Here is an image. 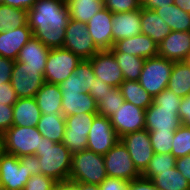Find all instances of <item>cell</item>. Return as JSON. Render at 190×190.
Listing matches in <instances>:
<instances>
[{
  "instance_id": "obj_1",
  "label": "cell",
  "mask_w": 190,
  "mask_h": 190,
  "mask_svg": "<svg viewBox=\"0 0 190 190\" xmlns=\"http://www.w3.org/2000/svg\"><path fill=\"white\" fill-rule=\"evenodd\" d=\"M28 26L46 47L63 48L70 18L66 0H37L28 10Z\"/></svg>"
},
{
  "instance_id": "obj_2",
  "label": "cell",
  "mask_w": 190,
  "mask_h": 190,
  "mask_svg": "<svg viewBox=\"0 0 190 190\" xmlns=\"http://www.w3.org/2000/svg\"><path fill=\"white\" fill-rule=\"evenodd\" d=\"M35 155L41 165L40 174L57 182L69 180L72 153L62 142L55 143L42 137L40 149L36 150Z\"/></svg>"
},
{
  "instance_id": "obj_3",
  "label": "cell",
  "mask_w": 190,
  "mask_h": 190,
  "mask_svg": "<svg viewBox=\"0 0 190 190\" xmlns=\"http://www.w3.org/2000/svg\"><path fill=\"white\" fill-rule=\"evenodd\" d=\"M106 177L104 155L87 149L72 154L69 181L100 185Z\"/></svg>"
},
{
  "instance_id": "obj_4",
  "label": "cell",
  "mask_w": 190,
  "mask_h": 190,
  "mask_svg": "<svg viewBox=\"0 0 190 190\" xmlns=\"http://www.w3.org/2000/svg\"><path fill=\"white\" fill-rule=\"evenodd\" d=\"M5 153L21 156L35 155L43 137L37 127L12 125L1 136Z\"/></svg>"
},
{
  "instance_id": "obj_5",
  "label": "cell",
  "mask_w": 190,
  "mask_h": 190,
  "mask_svg": "<svg viewBox=\"0 0 190 190\" xmlns=\"http://www.w3.org/2000/svg\"><path fill=\"white\" fill-rule=\"evenodd\" d=\"M173 65L174 61L160 56L147 58L138 82L154 97L168 87Z\"/></svg>"
},
{
  "instance_id": "obj_6",
  "label": "cell",
  "mask_w": 190,
  "mask_h": 190,
  "mask_svg": "<svg viewBox=\"0 0 190 190\" xmlns=\"http://www.w3.org/2000/svg\"><path fill=\"white\" fill-rule=\"evenodd\" d=\"M82 59L64 48H52L47 57L44 80L51 84L64 82Z\"/></svg>"
},
{
  "instance_id": "obj_7",
  "label": "cell",
  "mask_w": 190,
  "mask_h": 190,
  "mask_svg": "<svg viewBox=\"0 0 190 190\" xmlns=\"http://www.w3.org/2000/svg\"><path fill=\"white\" fill-rule=\"evenodd\" d=\"M98 113H78L66 116V128L62 143L71 153L81 152L87 149L88 133Z\"/></svg>"
},
{
  "instance_id": "obj_8",
  "label": "cell",
  "mask_w": 190,
  "mask_h": 190,
  "mask_svg": "<svg viewBox=\"0 0 190 190\" xmlns=\"http://www.w3.org/2000/svg\"><path fill=\"white\" fill-rule=\"evenodd\" d=\"M104 163L108 177L130 182L141 176L120 140L104 155Z\"/></svg>"
},
{
  "instance_id": "obj_9",
  "label": "cell",
  "mask_w": 190,
  "mask_h": 190,
  "mask_svg": "<svg viewBox=\"0 0 190 190\" xmlns=\"http://www.w3.org/2000/svg\"><path fill=\"white\" fill-rule=\"evenodd\" d=\"M44 83L41 67L24 66L23 62L15 61L11 84L18 98L35 97Z\"/></svg>"
},
{
  "instance_id": "obj_10",
  "label": "cell",
  "mask_w": 190,
  "mask_h": 190,
  "mask_svg": "<svg viewBox=\"0 0 190 190\" xmlns=\"http://www.w3.org/2000/svg\"><path fill=\"white\" fill-rule=\"evenodd\" d=\"M63 48L82 60L90 59L99 51L89 35L87 25L74 19H70L66 27Z\"/></svg>"
},
{
  "instance_id": "obj_11",
  "label": "cell",
  "mask_w": 190,
  "mask_h": 190,
  "mask_svg": "<svg viewBox=\"0 0 190 190\" xmlns=\"http://www.w3.org/2000/svg\"><path fill=\"white\" fill-rule=\"evenodd\" d=\"M87 150L105 155L119 140L110 118L97 114L88 133Z\"/></svg>"
},
{
  "instance_id": "obj_12",
  "label": "cell",
  "mask_w": 190,
  "mask_h": 190,
  "mask_svg": "<svg viewBox=\"0 0 190 190\" xmlns=\"http://www.w3.org/2000/svg\"><path fill=\"white\" fill-rule=\"evenodd\" d=\"M120 141L128 150L135 167L142 174L154 155L148 130L142 129L125 134Z\"/></svg>"
},
{
  "instance_id": "obj_13",
  "label": "cell",
  "mask_w": 190,
  "mask_h": 190,
  "mask_svg": "<svg viewBox=\"0 0 190 190\" xmlns=\"http://www.w3.org/2000/svg\"><path fill=\"white\" fill-rule=\"evenodd\" d=\"M112 127L119 138L125 134L145 129V109L125 101L110 117Z\"/></svg>"
},
{
  "instance_id": "obj_14",
  "label": "cell",
  "mask_w": 190,
  "mask_h": 190,
  "mask_svg": "<svg viewBox=\"0 0 190 190\" xmlns=\"http://www.w3.org/2000/svg\"><path fill=\"white\" fill-rule=\"evenodd\" d=\"M31 173L15 155L5 153L0 158V187L5 190H23Z\"/></svg>"
},
{
  "instance_id": "obj_15",
  "label": "cell",
  "mask_w": 190,
  "mask_h": 190,
  "mask_svg": "<svg viewBox=\"0 0 190 190\" xmlns=\"http://www.w3.org/2000/svg\"><path fill=\"white\" fill-rule=\"evenodd\" d=\"M93 67L95 77L112 87H119L124 76L118 62L110 50H99L88 59Z\"/></svg>"
},
{
  "instance_id": "obj_16",
  "label": "cell",
  "mask_w": 190,
  "mask_h": 190,
  "mask_svg": "<svg viewBox=\"0 0 190 190\" xmlns=\"http://www.w3.org/2000/svg\"><path fill=\"white\" fill-rule=\"evenodd\" d=\"M179 109L161 108L152 103L145 110V129L158 132L176 131L181 125Z\"/></svg>"
},
{
  "instance_id": "obj_17",
  "label": "cell",
  "mask_w": 190,
  "mask_h": 190,
  "mask_svg": "<svg viewBox=\"0 0 190 190\" xmlns=\"http://www.w3.org/2000/svg\"><path fill=\"white\" fill-rule=\"evenodd\" d=\"M86 25L99 50H110L113 47L112 13L108 9L102 8Z\"/></svg>"
},
{
  "instance_id": "obj_18",
  "label": "cell",
  "mask_w": 190,
  "mask_h": 190,
  "mask_svg": "<svg viewBox=\"0 0 190 190\" xmlns=\"http://www.w3.org/2000/svg\"><path fill=\"white\" fill-rule=\"evenodd\" d=\"M110 51L112 53H125L147 59L158 56V45L149 36L139 34L114 42Z\"/></svg>"
},
{
  "instance_id": "obj_19",
  "label": "cell",
  "mask_w": 190,
  "mask_h": 190,
  "mask_svg": "<svg viewBox=\"0 0 190 190\" xmlns=\"http://www.w3.org/2000/svg\"><path fill=\"white\" fill-rule=\"evenodd\" d=\"M189 52L190 32L172 31L158 45V56L174 62L184 61Z\"/></svg>"
},
{
  "instance_id": "obj_20",
  "label": "cell",
  "mask_w": 190,
  "mask_h": 190,
  "mask_svg": "<svg viewBox=\"0 0 190 190\" xmlns=\"http://www.w3.org/2000/svg\"><path fill=\"white\" fill-rule=\"evenodd\" d=\"M32 37L33 32L28 23L0 33V56L16 61L20 50Z\"/></svg>"
},
{
  "instance_id": "obj_21",
  "label": "cell",
  "mask_w": 190,
  "mask_h": 190,
  "mask_svg": "<svg viewBox=\"0 0 190 190\" xmlns=\"http://www.w3.org/2000/svg\"><path fill=\"white\" fill-rule=\"evenodd\" d=\"M114 42L141 34V9L132 12L112 13Z\"/></svg>"
},
{
  "instance_id": "obj_22",
  "label": "cell",
  "mask_w": 190,
  "mask_h": 190,
  "mask_svg": "<svg viewBox=\"0 0 190 190\" xmlns=\"http://www.w3.org/2000/svg\"><path fill=\"white\" fill-rule=\"evenodd\" d=\"M64 117L78 113H98L96 100L86 92H61Z\"/></svg>"
},
{
  "instance_id": "obj_23",
  "label": "cell",
  "mask_w": 190,
  "mask_h": 190,
  "mask_svg": "<svg viewBox=\"0 0 190 190\" xmlns=\"http://www.w3.org/2000/svg\"><path fill=\"white\" fill-rule=\"evenodd\" d=\"M41 115V110L34 97L18 98L13 105L12 125L36 127Z\"/></svg>"
},
{
  "instance_id": "obj_24",
  "label": "cell",
  "mask_w": 190,
  "mask_h": 190,
  "mask_svg": "<svg viewBox=\"0 0 190 190\" xmlns=\"http://www.w3.org/2000/svg\"><path fill=\"white\" fill-rule=\"evenodd\" d=\"M34 98L42 114H62V93L59 84L45 82Z\"/></svg>"
},
{
  "instance_id": "obj_25",
  "label": "cell",
  "mask_w": 190,
  "mask_h": 190,
  "mask_svg": "<svg viewBox=\"0 0 190 190\" xmlns=\"http://www.w3.org/2000/svg\"><path fill=\"white\" fill-rule=\"evenodd\" d=\"M50 48L42 44L34 36L22 47L16 61L23 62L24 66L41 67L44 74Z\"/></svg>"
},
{
  "instance_id": "obj_26",
  "label": "cell",
  "mask_w": 190,
  "mask_h": 190,
  "mask_svg": "<svg viewBox=\"0 0 190 190\" xmlns=\"http://www.w3.org/2000/svg\"><path fill=\"white\" fill-rule=\"evenodd\" d=\"M172 30L153 10L141 7V34L149 36L159 45Z\"/></svg>"
},
{
  "instance_id": "obj_27",
  "label": "cell",
  "mask_w": 190,
  "mask_h": 190,
  "mask_svg": "<svg viewBox=\"0 0 190 190\" xmlns=\"http://www.w3.org/2000/svg\"><path fill=\"white\" fill-rule=\"evenodd\" d=\"M36 127L43 137L55 143L62 142L66 128L65 117L63 114H42Z\"/></svg>"
},
{
  "instance_id": "obj_28",
  "label": "cell",
  "mask_w": 190,
  "mask_h": 190,
  "mask_svg": "<svg viewBox=\"0 0 190 190\" xmlns=\"http://www.w3.org/2000/svg\"><path fill=\"white\" fill-rule=\"evenodd\" d=\"M172 31L190 32V13L184 12L175 4L153 10Z\"/></svg>"
},
{
  "instance_id": "obj_29",
  "label": "cell",
  "mask_w": 190,
  "mask_h": 190,
  "mask_svg": "<svg viewBox=\"0 0 190 190\" xmlns=\"http://www.w3.org/2000/svg\"><path fill=\"white\" fill-rule=\"evenodd\" d=\"M167 88L181 98L190 95V66L184 61L174 62Z\"/></svg>"
},
{
  "instance_id": "obj_30",
  "label": "cell",
  "mask_w": 190,
  "mask_h": 190,
  "mask_svg": "<svg viewBox=\"0 0 190 190\" xmlns=\"http://www.w3.org/2000/svg\"><path fill=\"white\" fill-rule=\"evenodd\" d=\"M70 18L87 24L104 8L103 0H66Z\"/></svg>"
},
{
  "instance_id": "obj_31",
  "label": "cell",
  "mask_w": 190,
  "mask_h": 190,
  "mask_svg": "<svg viewBox=\"0 0 190 190\" xmlns=\"http://www.w3.org/2000/svg\"><path fill=\"white\" fill-rule=\"evenodd\" d=\"M119 89L125 101L131 102L139 108L146 110L153 103V96L138 81L124 80Z\"/></svg>"
},
{
  "instance_id": "obj_32",
  "label": "cell",
  "mask_w": 190,
  "mask_h": 190,
  "mask_svg": "<svg viewBox=\"0 0 190 190\" xmlns=\"http://www.w3.org/2000/svg\"><path fill=\"white\" fill-rule=\"evenodd\" d=\"M152 182L158 190H190V183L175 167L160 172Z\"/></svg>"
},
{
  "instance_id": "obj_33",
  "label": "cell",
  "mask_w": 190,
  "mask_h": 190,
  "mask_svg": "<svg viewBox=\"0 0 190 190\" xmlns=\"http://www.w3.org/2000/svg\"><path fill=\"white\" fill-rule=\"evenodd\" d=\"M28 11L0 4V33L25 26Z\"/></svg>"
},
{
  "instance_id": "obj_34",
  "label": "cell",
  "mask_w": 190,
  "mask_h": 190,
  "mask_svg": "<svg viewBox=\"0 0 190 190\" xmlns=\"http://www.w3.org/2000/svg\"><path fill=\"white\" fill-rule=\"evenodd\" d=\"M124 76V80L139 81L145 59L125 53H112Z\"/></svg>"
},
{
  "instance_id": "obj_35",
  "label": "cell",
  "mask_w": 190,
  "mask_h": 190,
  "mask_svg": "<svg viewBox=\"0 0 190 190\" xmlns=\"http://www.w3.org/2000/svg\"><path fill=\"white\" fill-rule=\"evenodd\" d=\"M175 165L176 158L171 153H154L141 176L152 180L160 172L170 171Z\"/></svg>"
},
{
  "instance_id": "obj_36",
  "label": "cell",
  "mask_w": 190,
  "mask_h": 190,
  "mask_svg": "<svg viewBox=\"0 0 190 190\" xmlns=\"http://www.w3.org/2000/svg\"><path fill=\"white\" fill-rule=\"evenodd\" d=\"M124 102L119 87H112L97 102L98 114L110 118Z\"/></svg>"
},
{
  "instance_id": "obj_37",
  "label": "cell",
  "mask_w": 190,
  "mask_h": 190,
  "mask_svg": "<svg viewBox=\"0 0 190 190\" xmlns=\"http://www.w3.org/2000/svg\"><path fill=\"white\" fill-rule=\"evenodd\" d=\"M171 154L176 159L190 154V127L181 125L175 131Z\"/></svg>"
},
{
  "instance_id": "obj_38",
  "label": "cell",
  "mask_w": 190,
  "mask_h": 190,
  "mask_svg": "<svg viewBox=\"0 0 190 190\" xmlns=\"http://www.w3.org/2000/svg\"><path fill=\"white\" fill-rule=\"evenodd\" d=\"M148 132L154 153H171L175 131L158 132V130H153Z\"/></svg>"
},
{
  "instance_id": "obj_39",
  "label": "cell",
  "mask_w": 190,
  "mask_h": 190,
  "mask_svg": "<svg viewBox=\"0 0 190 190\" xmlns=\"http://www.w3.org/2000/svg\"><path fill=\"white\" fill-rule=\"evenodd\" d=\"M104 8L111 13L132 12L141 9V0H103Z\"/></svg>"
},
{
  "instance_id": "obj_40",
  "label": "cell",
  "mask_w": 190,
  "mask_h": 190,
  "mask_svg": "<svg viewBox=\"0 0 190 190\" xmlns=\"http://www.w3.org/2000/svg\"><path fill=\"white\" fill-rule=\"evenodd\" d=\"M182 98L166 88L153 97V103L167 109H179Z\"/></svg>"
},
{
  "instance_id": "obj_41",
  "label": "cell",
  "mask_w": 190,
  "mask_h": 190,
  "mask_svg": "<svg viewBox=\"0 0 190 190\" xmlns=\"http://www.w3.org/2000/svg\"><path fill=\"white\" fill-rule=\"evenodd\" d=\"M75 71H80L81 86L86 93H89L90 86L96 79L93 67L88 59L82 60L76 67Z\"/></svg>"
},
{
  "instance_id": "obj_42",
  "label": "cell",
  "mask_w": 190,
  "mask_h": 190,
  "mask_svg": "<svg viewBox=\"0 0 190 190\" xmlns=\"http://www.w3.org/2000/svg\"><path fill=\"white\" fill-rule=\"evenodd\" d=\"M57 183L53 178L43 174H36L31 176L23 190H51Z\"/></svg>"
},
{
  "instance_id": "obj_43",
  "label": "cell",
  "mask_w": 190,
  "mask_h": 190,
  "mask_svg": "<svg viewBox=\"0 0 190 190\" xmlns=\"http://www.w3.org/2000/svg\"><path fill=\"white\" fill-rule=\"evenodd\" d=\"M61 92H85L80 82V71H73L72 74L59 84Z\"/></svg>"
},
{
  "instance_id": "obj_44",
  "label": "cell",
  "mask_w": 190,
  "mask_h": 190,
  "mask_svg": "<svg viewBox=\"0 0 190 190\" xmlns=\"http://www.w3.org/2000/svg\"><path fill=\"white\" fill-rule=\"evenodd\" d=\"M13 123V105L0 103V136L8 130Z\"/></svg>"
},
{
  "instance_id": "obj_45",
  "label": "cell",
  "mask_w": 190,
  "mask_h": 190,
  "mask_svg": "<svg viewBox=\"0 0 190 190\" xmlns=\"http://www.w3.org/2000/svg\"><path fill=\"white\" fill-rule=\"evenodd\" d=\"M17 100L18 97L11 82L2 83L0 85V103L5 105H14Z\"/></svg>"
},
{
  "instance_id": "obj_46",
  "label": "cell",
  "mask_w": 190,
  "mask_h": 190,
  "mask_svg": "<svg viewBox=\"0 0 190 190\" xmlns=\"http://www.w3.org/2000/svg\"><path fill=\"white\" fill-rule=\"evenodd\" d=\"M14 64V60L0 56V85L2 83L11 82Z\"/></svg>"
},
{
  "instance_id": "obj_47",
  "label": "cell",
  "mask_w": 190,
  "mask_h": 190,
  "mask_svg": "<svg viewBox=\"0 0 190 190\" xmlns=\"http://www.w3.org/2000/svg\"><path fill=\"white\" fill-rule=\"evenodd\" d=\"M127 186V181L115 177H106L99 185L100 190H127Z\"/></svg>"
},
{
  "instance_id": "obj_48",
  "label": "cell",
  "mask_w": 190,
  "mask_h": 190,
  "mask_svg": "<svg viewBox=\"0 0 190 190\" xmlns=\"http://www.w3.org/2000/svg\"><path fill=\"white\" fill-rule=\"evenodd\" d=\"M21 164L26 166V169L31 173V176L40 174L41 165L39 163L38 156L27 155L19 157Z\"/></svg>"
},
{
  "instance_id": "obj_49",
  "label": "cell",
  "mask_w": 190,
  "mask_h": 190,
  "mask_svg": "<svg viewBox=\"0 0 190 190\" xmlns=\"http://www.w3.org/2000/svg\"><path fill=\"white\" fill-rule=\"evenodd\" d=\"M110 88H112V86L104 83L103 80L96 78L94 83L90 86L89 94L96 100V102H98Z\"/></svg>"
},
{
  "instance_id": "obj_50",
  "label": "cell",
  "mask_w": 190,
  "mask_h": 190,
  "mask_svg": "<svg viewBox=\"0 0 190 190\" xmlns=\"http://www.w3.org/2000/svg\"><path fill=\"white\" fill-rule=\"evenodd\" d=\"M127 190H158L151 179L142 176L128 182Z\"/></svg>"
},
{
  "instance_id": "obj_51",
  "label": "cell",
  "mask_w": 190,
  "mask_h": 190,
  "mask_svg": "<svg viewBox=\"0 0 190 190\" xmlns=\"http://www.w3.org/2000/svg\"><path fill=\"white\" fill-rule=\"evenodd\" d=\"M178 113L182 125L190 127V95L182 98Z\"/></svg>"
},
{
  "instance_id": "obj_52",
  "label": "cell",
  "mask_w": 190,
  "mask_h": 190,
  "mask_svg": "<svg viewBox=\"0 0 190 190\" xmlns=\"http://www.w3.org/2000/svg\"><path fill=\"white\" fill-rule=\"evenodd\" d=\"M175 168L187 179L190 183V154L176 159Z\"/></svg>"
},
{
  "instance_id": "obj_53",
  "label": "cell",
  "mask_w": 190,
  "mask_h": 190,
  "mask_svg": "<svg viewBox=\"0 0 190 190\" xmlns=\"http://www.w3.org/2000/svg\"><path fill=\"white\" fill-rule=\"evenodd\" d=\"M170 4H174V0H141L142 8L147 10L163 8Z\"/></svg>"
},
{
  "instance_id": "obj_54",
  "label": "cell",
  "mask_w": 190,
  "mask_h": 190,
  "mask_svg": "<svg viewBox=\"0 0 190 190\" xmlns=\"http://www.w3.org/2000/svg\"><path fill=\"white\" fill-rule=\"evenodd\" d=\"M37 0H4L3 4L23 10H30Z\"/></svg>"
},
{
  "instance_id": "obj_55",
  "label": "cell",
  "mask_w": 190,
  "mask_h": 190,
  "mask_svg": "<svg viewBox=\"0 0 190 190\" xmlns=\"http://www.w3.org/2000/svg\"><path fill=\"white\" fill-rule=\"evenodd\" d=\"M51 190H76L72 181L57 182Z\"/></svg>"
},
{
  "instance_id": "obj_56",
  "label": "cell",
  "mask_w": 190,
  "mask_h": 190,
  "mask_svg": "<svg viewBox=\"0 0 190 190\" xmlns=\"http://www.w3.org/2000/svg\"><path fill=\"white\" fill-rule=\"evenodd\" d=\"M76 190H100L99 185L87 184L82 182H73Z\"/></svg>"
},
{
  "instance_id": "obj_57",
  "label": "cell",
  "mask_w": 190,
  "mask_h": 190,
  "mask_svg": "<svg viewBox=\"0 0 190 190\" xmlns=\"http://www.w3.org/2000/svg\"><path fill=\"white\" fill-rule=\"evenodd\" d=\"M174 4L184 12L190 13V0H174Z\"/></svg>"
},
{
  "instance_id": "obj_58",
  "label": "cell",
  "mask_w": 190,
  "mask_h": 190,
  "mask_svg": "<svg viewBox=\"0 0 190 190\" xmlns=\"http://www.w3.org/2000/svg\"><path fill=\"white\" fill-rule=\"evenodd\" d=\"M4 148H3V143H2V139H1V137H0V158H1V156L4 154Z\"/></svg>"
},
{
  "instance_id": "obj_59",
  "label": "cell",
  "mask_w": 190,
  "mask_h": 190,
  "mask_svg": "<svg viewBox=\"0 0 190 190\" xmlns=\"http://www.w3.org/2000/svg\"><path fill=\"white\" fill-rule=\"evenodd\" d=\"M184 62L190 66V52L187 54L186 58L184 59Z\"/></svg>"
}]
</instances>
